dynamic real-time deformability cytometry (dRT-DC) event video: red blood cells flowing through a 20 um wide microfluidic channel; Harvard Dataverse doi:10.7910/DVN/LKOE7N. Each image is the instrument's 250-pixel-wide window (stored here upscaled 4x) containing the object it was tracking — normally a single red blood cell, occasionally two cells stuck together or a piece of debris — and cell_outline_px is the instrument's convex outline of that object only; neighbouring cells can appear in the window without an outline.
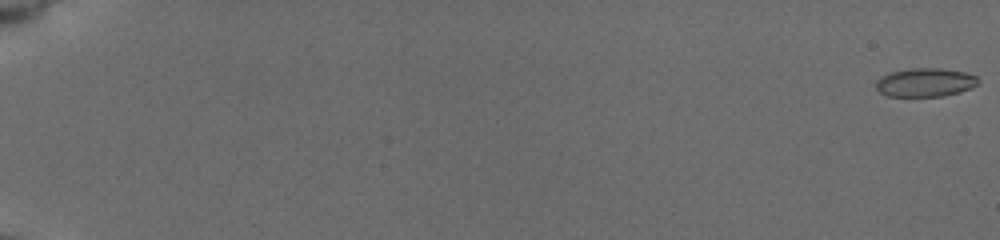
{"species": "common noctule bat (a hibernating species)", "species_latin": "Nyctalus noctula", "temperature_condition": "cold", "stored_images_in_passage": 39, "camera_frame_rate_fps": 3000, "um_per_image_px": 0.085, "animal": {"sex": "female", "body_mass_g": 19.5, "forearm_length_mm": 54.1}, "frame": {"image": 1, "passage_image": 1, "time_ms": 0.0, "image_size_px": [1000, 240], "cell_outline_px": [[980, 80], [976, 84], [960, 92], [944, 96], [888, 96], [880, 92], [876, 88], [876, 80], [880, 76], [892, 72], [912, 68], [940, 68], [964, 72], [976, 76]], "centroid_in_image_um": [78.62, 7.0], "position_along_channel_um": 6.4, "area_um2": 16.94}}
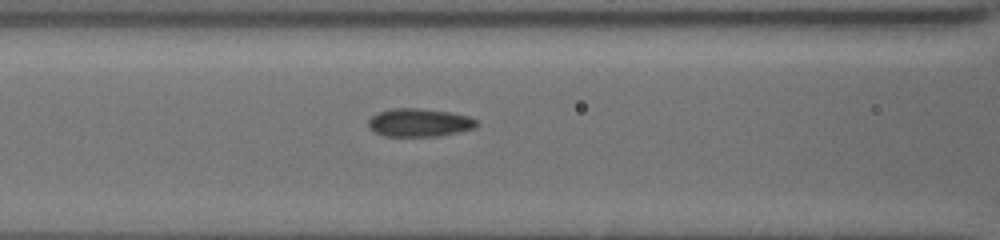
{"frame": {"image": 2, "passage_image": 35, "time_ms": 9.0, "image_size_px": [1000, 240], "cell_outline_px": [[476, 128], [440, 136], [384, 136], [372, 132], [368, 128], [368, 120], [376, 112], [392, 108], [420, 108], [452, 112], [468, 116], [476, 120]], "centroid_in_image_um": [35.59, 10.42], "position_along_channel_um": 131.0, "area_um2": 18.03}}
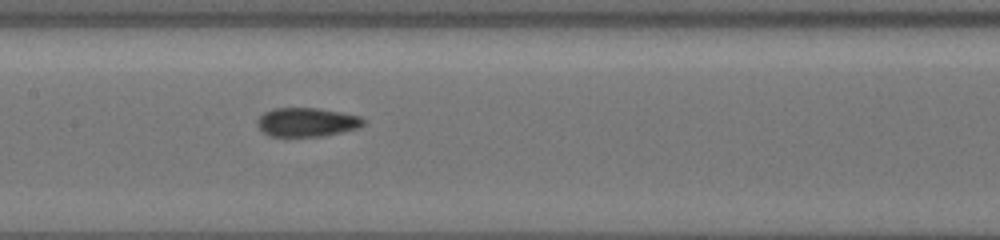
{"frame": {"image": 3, "passage_image": 39, "time_ms": 10.333, "image_size_px": [1000, 240], "cell_outline_px": [[364, 124], [356, 128], [320, 136], [272, 136], [264, 132], [256, 124], [256, 120], [264, 112], [272, 108], [320, 108], [360, 116], [364, 120]], "centroid_in_image_um": [26.04, 10.36], "position_along_channel_um": 181.4, "area_um2": 17.63}}